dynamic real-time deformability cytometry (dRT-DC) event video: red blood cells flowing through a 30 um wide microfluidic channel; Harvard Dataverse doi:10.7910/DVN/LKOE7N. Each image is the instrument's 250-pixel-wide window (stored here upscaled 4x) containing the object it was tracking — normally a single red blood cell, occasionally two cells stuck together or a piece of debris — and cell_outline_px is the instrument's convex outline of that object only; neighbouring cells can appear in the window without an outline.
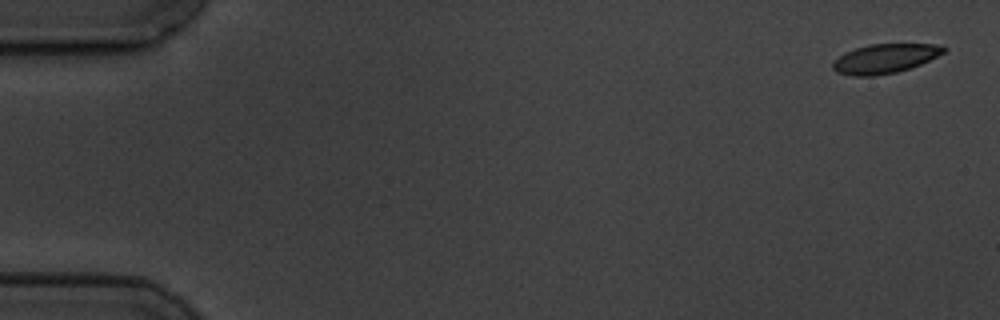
{"species": "common noctule bat (a hibernating species)", "species_latin": "Nyctalus noctula", "temperature_condition": "cold", "stored_images_in_passage": 5, "segment_of_instrument_passage": [1, 2], "camera_frame_rate_fps": 3000, "um_per_image_px": 0.085, "animal": {"sex": "male", "body_mass_g": 19.5, "forearm_length_mm": 54.6}, "frame": {"image": 1, "passage_image": 1, "time_ms": 0.0, "image_size_px": [1000, 320], "cell_outline_px": [[948, 48], [944, 52], [920, 64], [896, 72], [872, 76], [852, 76], [836, 72], [832, 68], [832, 64], [840, 56], [856, 48], [868, 44], [936, 44]], "centroid_in_image_um": [75.21, 4.98], "position_along_channel_um": 9.8, "area_um2": 18.61}}